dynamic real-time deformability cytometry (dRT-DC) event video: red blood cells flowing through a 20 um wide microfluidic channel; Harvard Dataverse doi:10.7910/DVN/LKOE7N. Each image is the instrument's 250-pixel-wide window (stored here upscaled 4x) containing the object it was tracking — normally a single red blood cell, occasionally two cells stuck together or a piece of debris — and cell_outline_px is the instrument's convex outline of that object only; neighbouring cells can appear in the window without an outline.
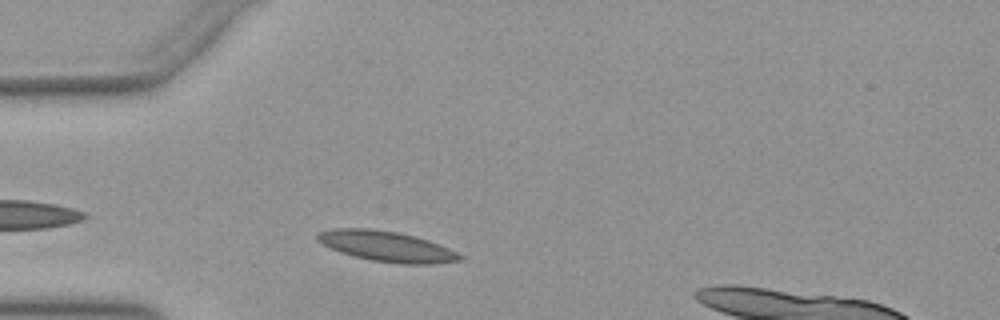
{"species": "Egyptian fruit bat (a non-hibernating species)", "species_latin": "Rousettus aegyptiacus", "temperature_condition": "warm", "stored_images_in_passage": 32, "camera_frame_rate_fps": 3000, "um_per_image_px": 0.085, "animal": {"sex": "female"}, "frame": {"image": 1, "passage_image": 4, "time_ms": 1.0, "image_size_px": [1000, 320], "cell_outline_px": [[464, 260], [432, 264], [404, 264], [372, 260], [352, 256], [340, 252], [316, 240], [316, 236], [320, 232], [336, 228], [368, 228], [396, 232], [428, 240], [448, 248], [464, 256]], "centroid_in_image_um": [32.88, 20.95], "position_along_channel_um": 52.1, "area_um2": 24.97}}
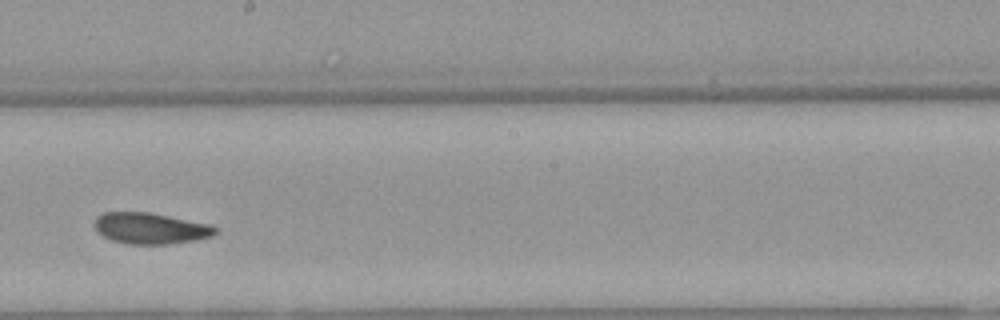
{"frame": {"image": 2, "passage_image": 19, "time_ms": 6.0, "image_size_px": [1000, 320], "cell_outline_px": [[220, 228], [212, 236], [196, 240], [168, 244], [124, 244], [112, 240], [96, 232], [92, 224], [96, 216], [104, 212], [148, 212], [208, 224]], "centroid_in_image_um": [12.74, 19.41], "position_along_channel_um": 235.5, "area_um2": 22.08}}
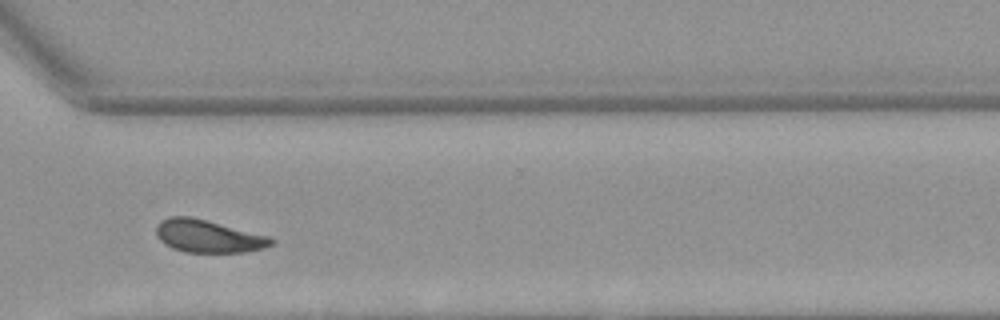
{"frame": {"image": 3, "passage_image": 28, "time_ms": 9.0, "image_size_px": [1000, 320], "cell_outline_px": [[276, 240], [272, 244], [264, 248], [248, 252], [184, 252], [172, 248], [164, 244], [160, 240], [156, 232], [156, 228], [160, 220], [172, 216], [192, 216], [268, 236]], "centroid_in_image_um": [17.69, 20.08], "position_along_channel_um": 352.9, "area_um2": 21.91}, "authors_computed_cell_mechanics": {"area_um2": 22.3108, "velocity_mm_per_s": 3.9069, "shape_relaxation_time_tau1_ms": 5.8867, "shape_relaxation_time_tau2_ms": 1.5241, "deformation_change_tau1": 0.1426, "deformation_change_tau2": 0.054}}